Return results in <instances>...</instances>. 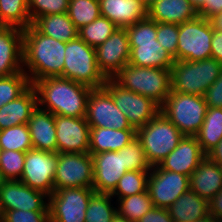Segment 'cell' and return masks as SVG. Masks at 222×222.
Masks as SVG:
<instances>
[{"mask_svg":"<svg viewBox=\"0 0 222 222\" xmlns=\"http://www.w3.org/2000/svg\"><path fill=\"white\" fill-rule=\"evenodd\" d=\"M114 79L125 89L151 98L159 106L171 92L170 69L127 64Z\"/></svg>","mask_w":222,"mask_h":222,"instance_id":"5b68a950","label":"cell"},{"mask_svg":"<svg viewBox=\"0 0 222 222\" xmlns=\"http://www.w3.org/2000/svg\"><path fill=\"white\" fill-rule=\"evenodd\" d=\"M64 57L62 78L84 84L92 89L104 86L106 78L97 66L95 48L79 36L66 42Z\"/></svg>","mask_w":222,"mask_h":222,"instance_id":"52a82bcc","label":"cell"},{"mask_svg":"<svg viewBox=\"0 0 222 222\" xmlns=\"http://www.w3.org/2000/svg\"><path fill=\"white\" fill-rule=\"evenodd\" d=\"M26 152L2 150L0 170L6 180H20L23 173Z\"/></svg>","mask_w":222,"mask_h":222,"instance_id":"ab89813d","label":"cell"},{"mask_svg":"<svg viewBox=\"0 0 222 222\" xmlns=\"http://www.w3.org/2000/svg\"><path fill=\"white\" fill-rule=\"evenodd\" d=\"M30 86L31 83L24 71L0 77V108L8 102L17 99Z\"/></svg>","mask_w":222,"mask_h":222,"instance_id":"74e56055","label":"cell"},{"mask_svg":"<svg viewBox=\"0 0 222 222\" xmlns=\"http://www.w3.org/2000/svg\"><path fill=\"white\" fill-rule=\"evenodd\" d=\"M208 105L204 96L170 92L160 112L185 136H195L202 127Z\"/></svg>","mask_w":222,"mask_h":222,"instance_id":"ba28073f","label":"cell"},{"mask_svg":"<svg viewBox=\"0 0 222 222\" xmlns=\"http://www.w3.org/2000/svg\"><path fill=\"white\" fill-rule=\"evenodd\" d=\"M198 16L189 0H158L148 9V17L159 23L182 24Z\"/></svg>","mask_w":222,"mask_h":222,"instance_id":"484cf974","label":"cell"},{"mask_svg":"<svg viewBox=\"0 0 222 222\" xmlns=\"http://www.w3.org/2000/svg\"><path fill=\"white\" fill-rule=\"evenodd\" d=\"M32 26L39 33L65 43L78 37V28L67 13L38 17L32 22Z\"/></svg>","mask_w":222,"mask_h":222,"instance_id":"f1b7e54d","label":"cell"},{"mask_svg":"<svg viewBox=\"0 0 222 222\" xmlns=\"http://www.w3.org/2000/svg\"><path fill=\"white\" fill-rule=\"evenodd\" d=\"M206 156L218 165H222V139Z\"/></svg>","mask_w":222,"mask_h":222,"instance_id":"681fc988","label":"cell"},{"mask_svg":"<svg viewBox=\"0 0 222 222\" xmlns=\"http://www.w3.org/2000/svg\"><path fill=\"white\" fill-rule=\"evenodd\" d=\"M184 136L161 112L136 130V137L141 142L151 166L159 165Z\"/></svg>","mask_w":222,"mask_h":222,"instance_id":"8992f818","label":"cell"},{"mask_svg":"<svg viewBox=\"0 0 222 222\" xmlns=\"http://www.w3.org/2000/svg\"><path fill=\"white\" fill-rule=\"evenodd\" d=\"M99 71L106 79L114 78L130 59V43L125 28H117L105 42L95 48Z\"/></svg>","mask_w":222,"mask_h":222,"instance_id":"2e32d148","label":"cell"},{"mask_svg":"<svg viewBox=\"0 0 222 222\" xmlns=\"http://www.w3.org/2000/svg\"><path fill=\"white\" fill-rule=\"evenodd\" d=\"M189 2L202 18L210 19L222 12V0H189Z\"/></svg>","mask_w":222,"mask_h":222,"instance_id":"ee69618b","label":"cell"},{"mask_svg":"<svg viewBox=\"0 0 222 222\" xmlns=\"http://www.w3.org/2000/svg\"><path fill=\"white\" fill-rule=\"evenodd\" d=\"M123 160L128 171H150L152 168L137 137L123 148Z\"/></svg>","mask_w":222,"mask_h":222,"instance_id":"f35d334b","label":"cell"},{"mask_svg":"<svg viewBox=\"0 0 222 222\" xmlns=\"http://www.w3.org/2000/svg\"><path fill=\"white\" fill-rule=\"evenodd\" d=\"M150 171H127L120 179L110 194L117 201L130 195H136L147 191V181Z\"/></svg>","mask_w":222,"mask_h":222,"instance_id":"d590c367","label":"cell"},{"mask_svg":"<svg viewBox=\"0 0 222 222\" xmlns=\"http://www.w3.org/2000/svg\"><path fill=\"white\" fill-rule=\"evenodd\" d=\"M67 14L80 29L101 16L99 0H70Z\"/></svg>","mask_w":222,"mask_h":222,"instance_id":"8d00e7d4","label":"cell"},{"mask_svg":"<svg viewBox=\"0 0 222 222\" xmlns=\"http://www.w3.org/2000/svg\"><path fill=\"white\" fill-rule=\"evenodd\" d=\"M118 27L109 19L100 16L78 29V36L93 48L103 44Z\"/></svg>","mask_w":222,"mask_h":222,"instance_id":"836d02e7","label":"cell"},{"mask_svg":"<svg viewBox=\"0 0 222 222\" xmlns=\"http://www.w3.org/2000/svg\"><path fill=\"white\" fill-rule=\"evenodd\" d=\"M189 189V176L152 166L147 191L154 207L167 209Z\"/></svg>","mask_w":222,"mask_h":222,"instance_id":"5bb4252c","label":"cell"},{"mask_svg":"<svg viewBox=\"0 0 222 222\" xmlns=\"http://www.w3.org/2000/svg\"><path fill=\"white\" fill-rule=\"evenodd\" d=\"M2 150L27 152L33 148L27 124L9 127L0 131Z\"/></svg>","mask_w":222,"mask_h":222,"instance_id":"e575fe53","label":"cell"},{"mask_svg":"<svg viewBox=\"0 0 222 222\" xmlns=\"http://www.w3.org/2000/svg\"><path fill=\"white\" fill-rule=\"evenodd\" d=\"M86 121L90 127L134 129L104 87L91 90L87 101Z\"/></svg>","mask_w":222,"mask_h":222,"instance_id":"9a60e30c","label":"cell"},{"mask_svg":"<svg viewBox=\"0 0 222 222\" xmlns=\"http://www.w3.org/2000/svg\"><path fill=\"white\" fill-rule=\"evenodd\" d=\"M100 14L118 28L134 25L148 17V10L141 0H99Z\"/></svg>","mask_w":222,"mask_h":222,"instance_id":"7402d4cb","label":"cell"},{"mask_svg":"<svg viewBox=\"0 0 222 222\" xmlns=\"http://www.w3.org/2000/svg\"><path fill=\"white\" fill-rule=\"evenodd\" d=\"M147 10L154 5L158 0H141Z\"/></svg>","mask_w":222,"mask_h":222,"instance_id":"db71d44e","label":"cell"},{"mask_svg":"<svg viewBox=\"0 0 222 222\" xmlns=\"http://www.w3.org/2000/svg\"><path fill=\"white\" fill-rule=\"evenodd\" d=\"M37 106V94L35 88L31 85L17 99L0 108V131L9 127L27 124Z\"/></svg>","mask_w":222,"mask_h":222,"instance_id":"d4e9b609","label":"cell"},{"mask_svg":"<svg viewBox=\"0 0 222 222\" xmlns=\"http://www.w3.org/2000/svg\"><path fill=\"white\" fill-rule=\"evenodd\" d=\"M69 1L70 0H28L31 22L41 16L67 13Z\"/></svg>","mask_w":222,"mask_h":222,"instance_id":"60d3db41","label":"cell"},{"mask_svg":"<svg viewBox=\"0 0 222 222\" xmlns=\"http://www.w3.org/2000/svg\"><path fill=\"white\" fill-rule=\"evenodd\" d=\"M211 58L222 62V30L213 29L211 40Z\"/></svg>","mask_w":222,"mask_h":222,"instance_id":"7dc6e473","label":"cell"},{"mask_svg":"<svg viewBox=\"0 0 222 222\" xmlns=\"http://www.w3.org/2000/svg\"><path fill=\"white\" fill-rule=\"evenodd\" d=\"M206 157L195 136H184L177 147L160 163L159 167L167 171L190 176Z\"/></svg>","mask_w":222,"mask_h":222,"instance_id":"ffe728a7","label":"cell"},{"mask_svg":"<svg viewBox=\"0 0 222 222\" xmlns=\"http://www.w3.org/2000/svg\"><path fill=\"white\" fill-rule=\"evenodd\" d=\"M57 162L58 152L30 149L25 155L20 181L28 187L50 196L54 191V175Z\"/></svg>","mask_w":222,"mask_h":222,"instance_id":"4fadbf2b","label":"cell"},{"mask_svg":"<svg viewBox=\"0 0 222 222\" xmlns=\"http://www.w3.org/2000/svg\"><path fill=\"white\" fill-rule=\"evenodd\" d=\"M222 62L209 58L200 61H174L170 67L171 91L204 96L218 79Z\"/></svg>","mask_w":222,"mask_h":222,"instance_id":"277c9868","label":"cell"},{"mask_svg":"<svg viewBox=\"0 0 222 222\" xmlns=\"http://www.w3.org/2000/svg\"><path fill=\"white\" fill-rule=\"evenodd\" d=\"M38 107L53 115L86 118L91 87L62 77L35 81Z\"/></svg>","mask_w":222,"mask_h":222,"instance_id":"7a4b0ae2","label":"cell"},{"mask_svg":"<svg viewBox=\"0 0 222 222\" xmlns=\"http://www.w3.org/2000/svg\"><path fill=\"white\" fill-rule=\"evenodd\" d=\"M2 213V222H49V211L10 210Z\"/></svg>","mask_w":222,"mask_h":222,"instance_id":"7bdbcfd3","label":"cell"},{"mask_svg":"<svg viewBox=\"0 0 222 222\" xmlns=\"http://www.w3.org/2000/svg\"><path fill=\"white\" fill-rule=\"evenodd\" d=\"M111 222H132V221H129L125 217H121L118 213H116Z\"/></svg>","mask_w":222,"mask_h":222,"instance_id":"f5cc1de1","label":"cell"},{"mask_svg":"<svg viewBox=\"0 0 222 222\" xmlns=\"http://www.w3.org/2000/svg\"><path fill=\"white\" fill-rule=\"evenodd\" d=\"M189 183L192 191L210 201L222 189L220 165L206 156L189 176Z\"/></svg>","mask_w":222,"mask_h":222,"instance_id":"cb8c5ba5","label":"cell"},{"mask_svg":"<svg viewBox=\"0 0 222 222\" xmlns=\"http://www.w3.org/2000/svg\"><path fill=\"white\" fill-rule=\"evenodd\" d=\"M207 155L222 139V108L208 107L202 127L195 135Z\"/></svg>","mask_w":222,"mask_h":222,"instance_id":"f546056e","label":"cell"},{"mask_svg":"<svg viewBox=\"0 0 222 222\" xmlns=\"http://www.w3.org/2000/svg\"><path fill=\"white\" fill-rule=\"evenodd\" d=\"M1 211H49L48 195L32 189L20 180H6L0 188Z\"/></svg>","mask_w":222,"mask_h":222,"instance_id":"e0dca14e","label":"cell"},{"mask_svg":"<svg viewBox=\"0 0 222 222\" xmlns=\"http://www.w3.org/2000/svg\"><path fill=\"white\" fill-rule=\"evenodd\" d=\"M93 171L90 153H58L54 191L63 188H92Z\"/></svg>","mask_w":222,"mask_h":222,"instance_id":"7c38bea8","label":"cell"},{"mask_svg":"<svg viewBox=\"0 0 222 222\" xmlns=\"http://www.w3.org/2000/svg\"><path fill=\"white\" fill-rule=\"evenodd\" d=\"M32 25L28 0H0V26H14L21 29Z\"/></svg>","mask_w":222,"mask_h":222,"instance_id":"4dcf8cb0","label":"cell"},{"mask_svg":"<svg viewBox=\"0 0 222 222\" xmlns=\"http://www.w3.org/2000/svg\"><path fill=\"white\" fill-rule=\"evenodd\" d=\"M209 215L222 218V189L209 201Z\"/></svg>","mask_w":222,"mask_h":222,"instance_id":"c3c4849f","label":"cell"},{"mask_svg":"<svg viewBox=\"0 0 222 222\" xmlns=\"http://www.w3.org/2000/svg\"><path fill=\"white\" fill-rule=\"evenodd\" d=\"M130 43L128 64L140 67L170 69L175 59L157 41V22L146 17L125 27Z\"/></svg>","mask_w":222,"mask_h":222,"instance_id":"3957f363","label":"cell"},{"mask_svg":"<svg viewBox=\"0 0 222 222\" xmlns=\"http://www.w3.org/2000/svg\"><path fill=\"white\" fill-rule=\"evenodd\" d=\"M138 222H174L167 209L153 207Z\"/></svg>","mask_w":222,"mask_h":222,"instance_id":"bcb514c9","label":"cell"},{"mask_svg":"<svg viewBox=\"0 0 222 222\" xmlns=\"http://www.w3.org/2000/svg\"><path fill=\"white\" fill-rule=\"evenodd\" d=\"M103 87L111 94L114 104L125 114L135 130L143 127L160 112V106L151 98L125 89L114 78L106 79Z\"/></svg>","mask_w":222,"mask_h":222,"instance_id":"30bf717a","label":"cell"},{"mask_svg":"<svg viewBox=\"0 0 222 222\" xmlns=\"http://www.w3.org/2000/svg\"><path fill=\"white\" fill-rule=\"evenodd\" d=\"M27 126L33 148L57 153V138L54 115L37 106L32 112Z\"/></svg>","mask_w":222,"mask_h":222,"instance_id":"603a6c76","label":"cell"},{"mask_svg":"<svg viewBox=\"0 0 222 222\" xmlns=\"http://www.w3.org/2000/svg\"><path fill=\"white\" fill-rule=\"evenodd\" d=\"M196 222H218L217 218L212 215H207L205 218H202Z\"/></svg>","mask_w":222,"mask_h":222,"instance_id":"816d5d0a","label":"cell"},{"mask_svg":"<svg viewBox=\"0 0 222 222\" xmlns=\"http://www.w3.org/2000/svg\"><path fill=\"white\" fill-rule=\"evenodd\" d=\"M113 201L109 193L94 192L86 209L85 222H111L117 213V205Z\"/></svg>","mask_w":222,"mask_h":222,"instance_id":"d6a6232c","label":"cell"},{"mask_svg":"<svg viewBox=\"0 0 222 222\" xmlns=\"http://www.w3.org/2000/svg\"><path fill=\"white\" fill-rule=\"evenodd\" d=\"M23 71V29L0 26V77Z\"/></svg>","mask_w":222,"mask_h":222,"instance_id":"44dd1931","label":"cell"},{"mask_svg":"<svg viewBox=\"0 0 222 222\" xmlns=\"http://www.w3.org/2000/svg\"><path fill=\"white\" fill-rule=\"evenodd\" d=\"M6 179L3 175V173L0 170V188L3 186V184L5 183Z\"/></svg>","mask_w":222,"mask_h":222,"instance_id":"11a10c76","label":"cell"},{"mask_svg":"<svg viewBox=\"0 0 222 222\" xmlns=\"http://www.w3.org/2000/svg\"><path fill=\"white\" fill-rule=\"evenodd\" d=\"M93 188H63L48 196L49 222H85Z\"/></svg>","mask_w":222,"mask_h":222,"instance_id":"8fae6325","label":"cell"},{"mask_svg":"<svg viewBox=\"0 0 222 222\" xmlns=\"http://www.w3.org/2000/svg\"><path fill=\"white\" fill-rule=\"evenodd\" d=\"M204 99L208 107L222 108V70L218 79L205 92Z\"/></svg>","mask_w":222,"mask_h":222,"instance_id":"f6af8a7d","label":"cell"},{"mask_svg":"<svg viewBox=\"0 0 222 222\" xmlns=\"http://www.w3.org/2000/svg\"><path fill=\"white\" fill-rule=\"evenodd\" d=\"M116 205L117 213L132 222H138L154 207L148 191L120 198L116 201Z\"/></svg>","mask_w":222,"mask_h":222,"instance_id":"1f68e13d","label":"cell"},{"mask_svg":"<svg viewBox=\"0 0 222 222\" xmlns=\"http://www.w3.org/2000/svg\"><path fill=\"white\" fill-rule=\"evenodd\" d=\"M167 210L174 222H196L209 215V201L189 189Z\"/></svg>","mask_w":222,"mask_h":222,"instance_id":"83f0119b","label":"cell"},{"mask_svg":"<svg viewBox=\"0 0 222 222\" xmlns=\"http://www.w3.org/2000/svg\"><path fill=\"white\" fill-rule=\"evenodd\" d=\"M213 27L209 19L197 16L179 24L177 61L211 58Z\"/></svg>","mask_w":222,"mask_h":222,"instance_id":"9c48e42d","label":"cell"},{"mask_svg":"<svg viewBox=\"0 0 222 222\" xmlns=\"http://www.w3.org/2000/svg\"><path fill=\"white\" fill-rule=\"evenodd\" d=\"M209 20L212 24L213 29L222 30V12L215 14Z\"/></svg>","mask_w":222,"mask_h":222,"instance_id":"f907efd6","label":"cell"},{"mask_svg":"<svg viewBox=\"0 0 222 222\" xmlns=\"http://www.w3.org/2000/svg\"><path fill=\"white\" fill-rule=\"evenodd\" d=\"M218 222H222V218L217 219Z\"/></svg>","mask_w":222,"mask_h":222,"instance_id":"6f0895ef","label":"cell"},{"mask_svg":"<svg viewBox=\"0 0 222 222\" xmlns=\"http://www.w3.org/2000/svg\"><path fill=\"white\" fill-rule=\"evenodd\" d=\"M179 25L174 23L157 22V41L177 61Z\"/></svg>","mask_w":222,"mask_h":222,"instance_id":"b9f144b4","label":"cell"},{"mask_svg":"<svg viewBox=\"0 0 222 222\" xmlns=\"http://www.w3.org/2000/svg\"><path fill=\"white\" fill-rule=\"evenodd\" d=\"M136 137L135 129L90 128L89 153L119 151Z\"/></svg>","mask_w":222,"mask_h":222,"instance_id":"4316f807","label":"cell"},{"mask_svg":"<svg viewBox=\"0 0 222 222\" xmlns=\"http://www.w3.org/2000/svg\"><path fill=\"white\" fill-rule=\"evenodd\" d=\"M2 215H3V213H2L1 208H0V222H2Z\"/></svg>","mask_w":222,"mask_h":222,"instance_id":"9f6ffc18","label":"cell"},{"mask_svg":"<svg viewBox=\"0 0 222 222\" xmlns=\"http://www.w3.org/2000/svg\"><path fill=\"white\" fill-rule=\"evenodd\" d=\"M93 158V186L95 192L111 194L119 179L128 171L124 166L123 148L119 151L90 153Z\"/></svg>","mask_w":222,"mask_h":222,"instance_id":"d6986e66","label":"cell"},{"mask_svg":"<svg viewBox=\"0 0 222 222\" xmlns=\"http://www.w3.org/2000/svg\"><path fill=\"white\" fill-rule=\"evenodd\" d=\"M66 43L39 33L32 25L23 29V71L31 85L40 79L62 77Z\"/></svg>","mask_w":222,"mask_h":222,"instance_id":"6da1fadb","label":"cell"},{"mask_svg":"<svg viewBox=\"0 0 222 222\" xmlns=\"http://www.w3.org/2000/svg\"><path fill=\"white\" fill-rule=\"evenodd\" d=\"M58 153H89L90 126L86 118L54 115Z\"/></svg>","mask_w":222,"mask_h":222,"instance_id":"ac0fdd59","label":"cell"}]
</instances>
